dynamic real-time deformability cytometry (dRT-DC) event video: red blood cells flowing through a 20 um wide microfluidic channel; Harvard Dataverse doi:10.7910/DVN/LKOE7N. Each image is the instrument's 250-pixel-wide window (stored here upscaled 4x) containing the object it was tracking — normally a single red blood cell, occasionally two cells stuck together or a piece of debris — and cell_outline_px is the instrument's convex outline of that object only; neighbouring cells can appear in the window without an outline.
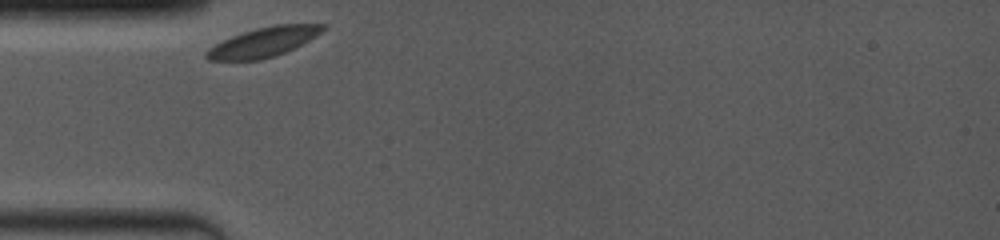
{"species": "common noctule bat (a hibernating species)", "species_latin": "Nyctalus noctula", "temperature_condition": "room temperature", "stored_images_in_passage": 39, "camera_frame_rate_fps": 4000, "um_per_image_px": 0.085, "animal": {"sex": "female", "body_mass_g": 19.0, "forearm_length_mm": 53.3}, "frame": {"image": 1, "passage_image": 1, "time_ms": 0.0, "image_size_px": [1000, 240], "cell_outline_px": [[328, 24], [316, 36], [276, 56], [260, 60], [208, 60], [204, 56], [204, 52], [208, 48], [232, 36], [256, 28], [272, 24]], "centroid_in_image_um": [22.36, 3.58], "position_along_channel_um": 62.6, "area_um2": 19.83}}
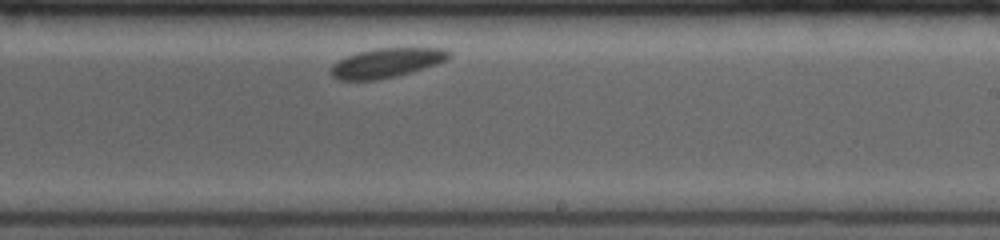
{"frame": {"image": 2, "passage_image": 23, "time_ms": 5.5, "image_size_px": [1000, 240], "cell_outline_px": [[452, 56], [448, 60], [412, 72], [396, 76], [376, 80], [340, 80], [332, 76], [328, 72], [332, 64], [356, 52], [376, 48], [444, 48], [452, 52]], "centroid_in_image_um": [32.87, 5.34], "position_along_channel_um": 256.1, "area_um2": 20.4}}
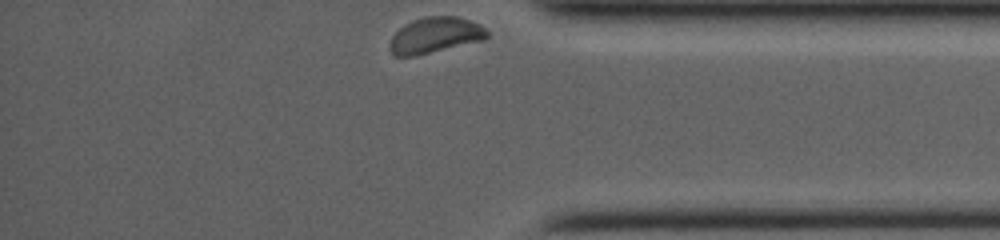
{"frame": {"image": 3, "passage_image": 39, "time_ms": 9.5, "image_size_px": [1000, 240], "cell_outline_px": [[488, 36], [484, 40], [416, 56], [392, 56], [388, 48], [388, 44], [392, 36], [404, 24], [412, 20], [424, 16], [456, 16], [480, 24], [488, 32]], "centroid_in_image_um": [36.94, 3.0], "position_along_channel_um": 398.3, "area_um2": 20.52}}